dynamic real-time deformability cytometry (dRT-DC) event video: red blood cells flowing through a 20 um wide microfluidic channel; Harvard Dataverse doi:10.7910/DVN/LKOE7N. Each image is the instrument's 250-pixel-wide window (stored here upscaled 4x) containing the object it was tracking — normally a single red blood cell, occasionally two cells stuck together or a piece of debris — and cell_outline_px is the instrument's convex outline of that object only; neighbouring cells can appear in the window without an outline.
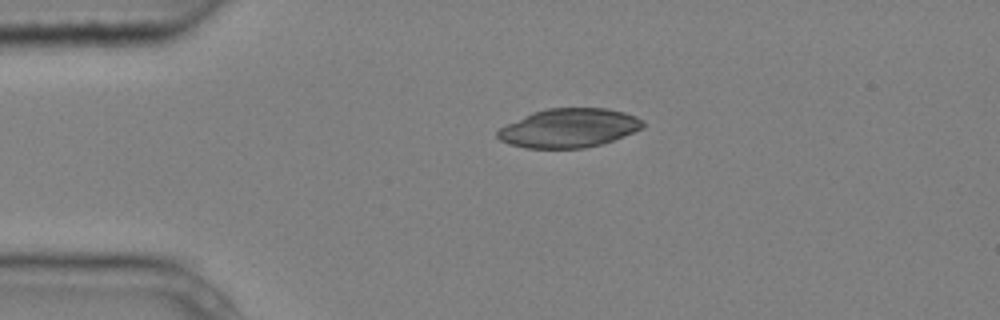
{"species": "common noctule bat (a hibernating species)", "species_latin": "Nyctalus noctula", "temperature_condition": "cold", "stored_images_in_passage": 2, "camera_frame_rate_fps": 3000, "um_per_image_px": 0.085, "animal": {"sex": "male", "body_mass_g": 20.4}, "frame": {"image": 1, "passage_image": 1, "time_ms": 0.0, "image_size_px": [1000, 320], "cell_outline_px": [[644, 128], [624, 136], [600, 144], [584, 148], [524, 148], [508, 144], [500, 140], [496, 136], [496, 132], [500, 128], [532, 112], [548, 108], [608, 108], [624, 112], [636, 116], [644, 120]], "centroid_in_image_um": [48.37, 10.88], "position_along_channel_um": 36.6, "area_um2": 33.0}}